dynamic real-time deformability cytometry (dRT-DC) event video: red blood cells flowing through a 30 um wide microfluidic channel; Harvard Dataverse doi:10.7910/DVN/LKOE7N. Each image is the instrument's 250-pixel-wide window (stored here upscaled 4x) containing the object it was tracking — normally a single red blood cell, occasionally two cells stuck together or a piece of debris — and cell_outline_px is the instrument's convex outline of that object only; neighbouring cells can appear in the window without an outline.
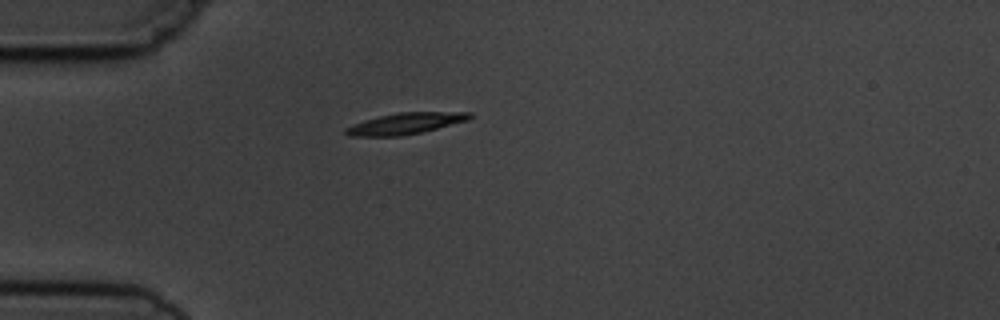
{"species": "common noctule bat (a hibernating species)", "species_latin": "Nyctalus noctula", "temperature_condition": "cold", "stored_images_in_passage": 2, "camera_frame_rate_fps": 3000, "um_per_image_px": 0.085, "animal": {"sex": "male", "body_mass_g": 19.5, "forearm_length_mm": 54.6}, "frame": {"image": 1, "passage_image": 1, "time_ms": 0.0, "image_size_px": [1000, 320], "cell_outline_px": [[472, 116], [468, 120], [420, 132], [400, 136], [348, 136], [344, 132], [344, 128], [352, 124], [364, 120], [396, 112], [472, 112]], "centroid_in_image_um": [34.41, 10.49], "position_along_channel_um": 50.6, "area_um2": 15.26}}